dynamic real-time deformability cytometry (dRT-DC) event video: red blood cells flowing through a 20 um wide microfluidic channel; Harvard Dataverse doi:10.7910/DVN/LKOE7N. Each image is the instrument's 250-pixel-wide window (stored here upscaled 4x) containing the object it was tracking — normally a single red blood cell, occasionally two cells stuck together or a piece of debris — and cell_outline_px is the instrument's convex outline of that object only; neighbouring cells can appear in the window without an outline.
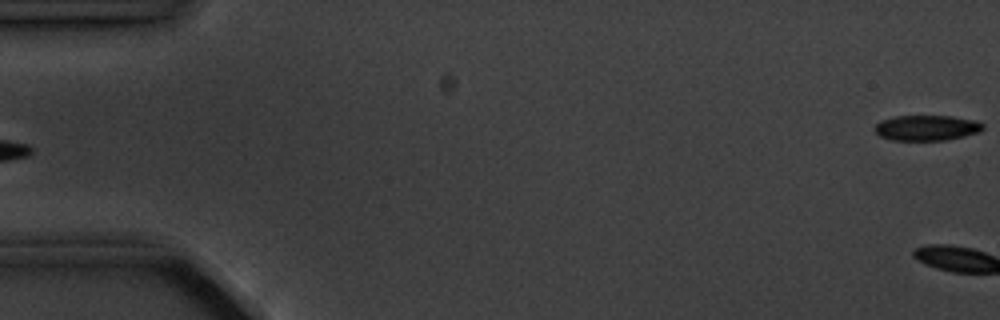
{"species": "common noctule bat (a hibernating species)", "species_latin": "Nyctalus noctula", "temperature_condition": "cold", "stored_images_in_passage": 5, "camera_frame_rate_fps": 3000, "um_per_image_px": 0.085, "animal": {"sex": "male", "body_mass_g": 20.1, "forearm_length_mm": 53.5}, "frame": {"image": 1, "passage_image": 5, "time_ms": 5.333, "image_size_px": [1000, 320], "cell_outline_px": [[984, 128], [980, 132], [964, 136], [944, 140], [892, 140], [880, 136], [872, 128], [880, 120], [896, 116], [952, 116], [976, 120], [984, 124]], "centroid_in_image_um": [78.77, 10.86], "position_along_channel_um": 6.2, "area_um2": 16.13}}